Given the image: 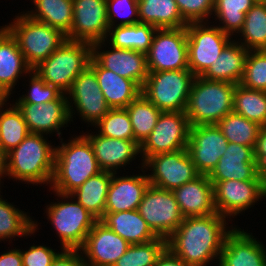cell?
Instances as JSON below:
<instances>
[{
    "mask_svg": "<svg viewBox=\"0 0 266 266\" xmlns=\"http://www.w3.org/2000/svg\"><path fill=\"white\" fill-rule=\"evenodd\" d=\"M184 21L189 23L208 22L213 19L214 0H175ZM212 15V16H211Z\"/></svg>",
    "mask_w": 266,
    "mask_h": 266,
    "instance_id": "46",
    "label": "cell"
},
{
    "mask_svg": "<svg viewBox=\"0 0 266 266\" xmlns=\"http://www.w3.org/2000/svg\"><path fill=\"white\" fill-rule=\"evenodd\" d=\"M43 134L29 133L7 153L6 176L24 184L51 185L54 174L55 147Z\"/></svg>",
    "mask_w": 266,
    "mask_h": 266,
    "instance_id": "3",
    "label": "cell"
},
{
    "mask_svg": "<svg viewBox=\"0 0 266 266\" xmlns=\"http://www.w3.org/2000/svg\"><path fill=\"white\" fill-rule=\"evenodd\" d=\"M195 77L190 69L149 72L141 93L162 112H183Z\"/></svg>",
    "mask_w": 266,
    "mask_h": 266,
    "instance_id": "8",
    "label": "cell"
},
{
    "mask_svg": "<svg viewBox=\"0 0 266 266\" xmlns=\"http://www.w3.org/2000/svg\"><path fill=\"white\" fill-rule=\"evenodd\" d=\"M28 76L31 77L28 92L26 91V94L20 96L18 100L16 99L14 103H48L56 100L62 94L55 86L46 83L35 71L32 70Z\"/></svg>",
    "mask_w": 266,
    "mask_h": 266,
    "instance_id": "44",
    "label": "cell"
},
{
    "mask_svg": "<svg viewBox=\"0 0 266 266\" xmlns=\"http://www.w3.org/2000/svg\"><path fill=\"white\" fill-rule=\"evenodd\" d=\"M32 68L19 50L16 39L4 27H0V87L9 95L13 93L20 77L30 74ZM12 92V93H11Z\"/></svg>",
    "mask_w": 266,
    "mask_h": 266,
    "instance_id": "26",
    "label": "cell"
},
{
    "mask_svg": "<svg viewBox=\"0 0 266 266\" xmlns=\"http://www.w3.org/2000/svg\"><path fill=\"white\" fill-rule=\"evenodd\" d=\"M257 1L214 0L213 16L215 21L218 19L220 22L216 26L225 34L236 37L243 27L246 13Z\"/></svg>",
    "mask_w": 266,
    "mask_h": 266,
    "instance_id": "38",
    "label": "cell"
},
{
    "mask_svg": "<svg viewBox=\"0 0 266 266\" xmlns=\"http://www.w3.org/2000/svg\"><path fill=\"white\" fill-rule=\"evenodd\" d=\"M133 133L134 141L140 146L154 129L160 111L142 93H140L127 107Z\"/></svg>",
    "mask_w": 266,
    "mask_h": 266,
    "instance_id": "37",
    "label": "cell"
},
{
    "mask_svg": "<svg viewBox=\"0 0 266 266\" xmlns=\"http://www.w3.org/2000/svg\"><path fill=\"white\" fill-rule=\"evenodd\" d=\"M254 158L262 172L266 168V126H262L259 130L254 148Z\"/></svg>",
    "mask_w": 266,
    "mask_h": 266,
    "instance_id": "49",
    "label": "cell"
},
{
    "mask_svg": "<svg viewBox=\"0 0 266 266\" xmlns=\"http://www.w3.org/2000/svg\"><path fill=\"white\" fill-rule=\"evenodd\" d=\"M238 41L247 50H266V1L258 0L246 13ZM240 40V41H239Z\"/></svg>",
    "mask_w": 266,
    "mask_h": 266,
    "instance_id": "35",
    "label": "cell"
},
{
    "mask_svg": "<svg viewBox=\"0 0 266 266\" xmlns=\"http://www.w3.org/2000/svg\"><path fill=\"white\" fill-rule=\"evenodd\" d=\"M249 50L243 45L232 40L222 50L218 59L212 63L207 71L202 75L204 79L211 81H224L240 84L245 69V62Z\"/></svg>",
    "mask_w": 266,
    "mask_h": 266,
    "instance_id": "28",
    "label": "cell"
},
{
    "mask_svg": "<svg viewBox=\"0 0 266 266\" xmlns=\"http://www.w3.org/2000/svg\"><path fill=\"white\" fill-rule=\"evenodd\" d=\"M222 134L228 142L255 148L259 130L262 126L245 117L231 112L226 114L218 123Z\"/></svg>",
    "mask_w": 266,
    "mask_h": 266,
    "instance_id": "40",
    "label": "cell"
},
{
    "mask_svg": "<svg viewBox=\"0 0 266 266\" xmlns=\"http://www.w3.org/2000/svg\"><path fill=\"white\" fill-rule=\"evenodd\" d=\"M7 105V102L0 104V145L6 153L16 148L30 133L18 107L13 103L9 108Z\"/></svg>",
    "mask_w": 266,
    "mask_h": 266,
    "instance_id": "36",
    "label": "cell"
},
{
    "mask_svg": "<svg viewBox=\"0 0 266 266\" xmlns=\"http://www.w3.org/2000/svg\"><path fill=\"white\" fill-rule=\"evenodd\" d=\"M100 221L129 244H143L158 238L138 210L104 213Z\"/></svg>",
    "mask_w": 266,
    "mask_h": 266,
    "instance_id": "29",
    "label": "cell"
},
{
    "mask_svg": "<svg viewBox=\"0 0 266 266\" xmlns=\"http://www.w3.org/2000/svg\"><path fill=\"white\" fill-rule=\"evenodd\" d=\"M60 252L44 245H32L21 250L23 266H51Z\"/></svg>",
    "mask_w": 266,
    "mask_h": 266,
    "instance_id": "47",
    "label": "cell"
},
{
    "mask_svg": "<svg viewBox=\"0 0 266 266\" xmlns=\"http://www.w3.org/2000/svg\"><path fill=\"white\" fill-rule=\"evenodd\" d=\"M167 247V239L158 237L143 244H130L113 266H154Z\"/></svg>",
    "mask_w": 266,
    "mask_h": 266,
    "instance_id": "41",
    "label": "cell"
},
{
    "mask_svg": "<svg viewBox=\"0 0 266 266\" xmlns=\"http://www.w3.org/2000/svg\"><path fill=\"white\" fill-rule=\"evenodd\" d=\"M146 59L148 72L189 69L186 27L157 29Z\"/></svg>",
    "mask_w": 266,
    "mask_h": 266,
    "instance_id": "12",
    "label": "cell"
},
{
    "mask_svg": "<svg viewBox=\"0 0 266 266\" xmlns=\"http://www.w3.org/2000/svg\"><path fill=\"white\" fill-rule=\"evenodd\" d=\"M252 233L234 229L226 236L217 266H266V248Z\"/></svg>",
    "mask_w": 266,
    "mask_h": 266,
    "instance_id": "22",
    "label": "cell"
},
{
    "mask_svg": "<svg viewBox=\"0 0 266 266\" xmlns=\"http://www.w3.org/2000/svg\"><path fill=\"white\" fill-rule=\"evenodd\" d=\"M60 140L61 146L55 147L50 190L69 195L102 170L90 141L83 134L70 138L68 143L63 142L62 138Z\"/></svg>",
    "mask_w": 266,
    "mask_h": 266,
    "instance_id": "2",
    "label": "cell"
},
{
    "mask_svg": "<svg viewBox=\"0 0 266 266\" xmlns=\"http://www.w3.org/2000/svg\"><path fill=\"white\" fill-rule=\"evenodd\" d=\"M154 266H190L175 255L169 248H165Z\"/></svg>",
    "mask_w": 266,
    "mask_h": 266,
    "instance_id": "50",
    "label": "cell"
},
{
    "mask_svg": "<svg viewBox=\"0 0 266 266\" xmlns=\"http://www.w3.org/2000/svg\"><path fill=\"white\" fill-rule=\"evenodd\" d=\"M10 96L0 87V104L9 100Z\"/></svg>",
    "mask_w": 266,
    "mask_h": 266,
    "instance_id": "53",
    "label": "cell"
},
{
    "mask_svg": "<svg viewBox=\"0 0 266 266\" xmlns=\"http://www.w3.org/2000/svg\"><path fill=\"white\" fill-rule=\"evenodd\" d=\"M32 1V0H31ZM34 9L27 11L29 17L59 29L65 35L71 31L73 22L72 0H33Z\"/></svg>",
    "mask_w": 266,
    "mask_h": 266,
    "instance_id": "33",
    "label": "cell"
},
{
    "mask_svg": "<svg viewBox=\"0 0 266 266\" xmlns=\"http://www.w3.org/2000/svg\"><path fill=\"white\" fill-rule=\"evenodd\" d=\"M73 22L67 40L94 44L108 35L106 0H72Z\"/></svg>",
    "mask_w": 266,
    "mask_h": 266,
    "instance_id": "16",
    "label": "cell"
},
{
    "mask_svg": "<svg viewBox=\"0 0 266 266\" xmlns=\"http://www.w3.org/2000/svg\"><path fill=\"white\" fill-rule=\"evenodd\" d=\"M140 23L150 24L158 29L184 28V21L175 0H138Z\"/></svg>",
    "mask_w": 266,
    "mask_h": 266,
    "instance_id": "31",
    "label": "cell"
},
{
    "mask_svg": "<svg viewBox=\"0 0 266 266\" xmlns=\"http://www.w3.org/2000/svg\"><path fill=\"white\" fill-rule=\"evenodd\" d=\"M117 176L112 173V179L107 193L105 213H116L137 210L143 195L150 185L147 174Z\"/></svg>",
    "mask_w": 266,
    "mask_h": 266,
    "instance_id": "23",
    "label": "cell"
},
{
    "mask_svg": "<svg viewBox=\"0 0 266 266\" xmlns=\"http://www.w3.org/2000/svg\"><path fill=\"white\" fill-rule=\"evenodd\" d=\"M263 176V193L264 197L266 198V168L262 171Z\"/></svg>",
    "mask_w": 266,
    "mask_h": 266,
    "instance_id": "54",
    "label": "cell"
},
{
    "mask_svg": "<svg viewBox=\"0 0 266 266\" xmlns=\"http://www.w3.org/2000/svg\"><path fill=\"white\" fill-rule=\"evenodd\" d=\"M1 180H2V179H1V177H0V186H1V182H2ZM0 193H2V192H1V188H0Z\"/></svg>",
    "mask_w": 266,
    "mask_h": 266,
    "instance_id": "55",
    "label": "cell"
},
{
    "mask_svg": "<svg viewBox=\"0 0 266 266\" xmlns=\"http://www.w3.org/2000/svg\"><path fill=\"white\" fill-rule=\"evenodd\" d=\"M217 124L191 126L187 150L200 175H209L227 149Z\"/></svg>",
    "mask_w": 266,
    "mask_h": 266,
    "instance_id": "17",
    "label": "cell"
},
{
    "mask_svg": "<svg viewBox=\"0 0 266 266\" xmlns=\"http://www.w3.org/2000/svg\"><path fill=\"white\" fill-rule=\"evenodd\" d=\"M22 112L30 133L48 135L56 133L61 138L63 127L70 123L69 106L66 94L48 103H15ZM66 125V126H65Z\"/></svg>",
    "mask_w": 266,
    "mask_h": 266,
    "instance_id": "20",
    "label": "cell"
},
{
    "mask_svg": "<svg viewBox=\"0 0 266 266\" xmlns=\"http://www.w3.org/2000/svg\"><path fill=\"white\" fill-rule=\"evenodd\" d=\"M106 4L109 27L140 23L138 0H106ZM120 17L121 21L118 22Z\"/></svg>",
    "mask_w": 266,
    "mask_h": 266,
    "instance_id": "45",
    "label": "cell"
},
{
    "mask_svg": "<svg viewBox=\"0 0 266 266\" xmlns=\"http://www.w3.org/2000/svg\"><path fill=\"white\" fill-rule=\"evenodd\" d=\"M183 217L215 214L213 184L208 175H199L194 180L172 190Z\"/></svg>",
    "mask_w": 266,
    "mask_h": 266,
    "instance_id": "25",
    "label": "cell"
},
{
    "mask_svg": "<svg viewBox=\"0 0 266 266\" xmlns=\"http://www.w3.org/2000/svg\"><path fill=\"white\" fill-rule=\"evenodd\" d=\"M158 28L145 23L133 25H117L109 27L106 42L122 49H132L147 53Z\"/></svg>",
    "mask_w": 266,
    "mask_h": 266,
    "instance_id": "32",
    "label": "cell"
},
{
    "mask_svg": "<svg viewBox=\"0 0 266 266\" xmlns=\"http://www.w3.org/2000/svg\"><path fill=\"white\" fill-rule=\"evenodd\" d=\"M90 141L99 168L117 173L123 166L140 157V146L132 140L109 138L100 134L83 133ZM138 155V156H137Z\"/></svg>",
    "mask_w": 266,
    "mask_h": 266,
    "instance_id": "24",
    "label": "cell"
},
{
    "mask_svg": "<svg viewBox=\"0 0 266 266\" xmlns=\"http://www.w3.org/2000/svg\"><path fill=\"white\" fill-rule=\"evenodd\" d=\"M51 266H86L79 249H60Z\"/></svg>",
    "mask_w": 266,
    "mask_h": 266,
    "instance_id": "48",
    "label": "cell"
},
{
    "mask_svg": "<svg viewBox=\"0 0 266 266\" xmlns=\"http://www.w3.org/2000/svg\"><path fill=\"white\" fill-rule=\"evenodd\" d=\"M112 179V172L101 171L88 178L70 195L79 202L93 217L100 220L105 213L107 193Z\"/></svg>",
    "mask_w": 266,
    "mask_h": 266,
    "instance_id": "30",
    "label": "cell"
},
{
    "mask_svg": "<svg viewBox=\"0 0 266 266\" xmlns=\"http://www.w3.org/2000/svg\"><path fill=\"white\" fill-rule=\"evenodd\" d=\"M216 212L229 219L242 214L262 198L263 180L211 181Z\"/></svg>",
    "mask_w": 266,
    "mask_h": 266,
    "instance_id": "15",
    "label": "cell"
},
{
    "mask_svg": "<svg viewBox=\"0 0 266 266\" xmlns=\"http://www.w3.org/2000/svg\"><path fill=\"white\" fill-rule=\"evenodd\" d=\"M190 122L183 112H162L157 123L140 145L141 162L156 154L186 149L190 136Z\"/></svg>",
    "mask_w": 266,
    "mask_h": 266,
    "instance_id": "10",
    "label": "cell"
},
{
    "mask_svg": "<svg viewBox=\"0 0 266 266\" xmlns=\"http://www.w3.org/2000/svg\"><path fill=\"white\" fill-rule=\"evenodd\" d=\"M210 181L263 180L250 146L228 142L227 149L208 175Z\"/></svg>",
    "mask_w": 266,
    "mask_h": 266,
    "instance_id": "21",
    "label": "cell"
},
{
    "mask_svg": "<svg viewBox=\"0 0 266 266\" xmlns=\"http://www.w3.org/2000/svg\"><path fill=\"white\" fill-rule=\"evenodd\" d=\"M3 26L16 39L32 70L67 40L62 31L32 19L25 12L17 14L11 23Z\"/></svg>",
    "mask_w": 266,
    "mask_h": 266,
    "instance_id": "5",
    "label": "cell"
},
{
    "mask_svg": "<svg viewBox=\"0 0 266 266\" xmlns=\"http://www.w3.org/2000/svg\"><path fill=\"white\" fill-rule=\"evenodd\" d=\"M137 210L150 229L165 239L179 227L184 218L172 190L152 185L145 191Z\"/></svg>",
    "mask_w": 266,
    "mask_h": 266,
    "instance_id": "14",
    "label": "cell"
},
{
    "mask_svg": "<svg viewBox=\"0 0 266 266\" xmlns=\"http://www.w3.org/2000/svg\"><path fill=\"white\" fill-rule=\"evenodd\" d=\"M226 219L218 213L184 217L167 238V248L190 266H211L219 262L224 240L235 227H228Z\"/></svg>",
    "mask_w": 266,
    "mask_h": 266,
    "instance_id": "1",
    "label": "cell"
},
{
    "mask_svg": "<svg viewBox=\"0 0 266 266\" xmlns=\"http://www.w3.org/2000/svg\"><path fill=\"white\" fill-rule=\"evenodd\" d=\"M235 88L234 83L196 76L185 109L190 125L217 124L226 114L233 112Z\"/></svg>",
    "mask_w": 266,
    "mask_h": 266,
    "instance_id": "4",
    "label": "cell"
},
{
    "mask_svg": "<svg viewBox=\"0 0 266 266\" xmlns=\"http://www.w3.org/2000/svg\"><path fill=\"white\" fill-rule=\"evenodd\" d=\"M2 196L0 194V242L34 235L39 229L37 221H33L27 212L15 207Z\"/></svg>",
    "mask_w": 266,
    "mask_h": 266,
    "instance_id": "34",
    "label": "cell"
},
{
    "mask_svg": "<svg viewBox=\"0 0 266 266\" xmlns=\"http://www.w3.org/2000/svg\"><path fill=\"white\" fill-rule=\"evenodd\" d=\"M94 126L102 136L134 141L133 128L126 108L110 109Z\"/></svg>",
    "mask_w": 266,
    "mask_h": 266,
    "instance_id": "42",
    "label": "cell"
},
{
    "mask_svg": "<svg viewBox=\"0 0 266 266\" xmlns=\"http://www.w3.org/2000/svg\"><path fill=\"white\" fill-rule=\"evenodd\" d=\"M7 168V153L2 149L0 145V177L4 178Z\"/></svg>",
    "mask_w": 266,
    "mask_h": 266,
    "instance_id": "52",
    "label": "cell"
},
{
    "mask_svg": "<svg viewBox=\"0 0 266 266\" xmlns=\"http://www.w3.org/2000/svg\"><path fill=\"white\" fill-rule=\"evenodd\" d=\"M233 112L266 126V91L251 90L237 84L233 94Z\"/></svg>",
    "mask_w": 266,
    "mask_h": 266,
    "instance_id": "39",
    "label": "cell"
},
{
    "mask_svg": "<svg viewBox=\"0 0 266 266\" xmlns=\"http://www.w3.org/2000/svg\"><path fill=\"white\" fill-rule=\"evenodd\" d=\"M105 46L106 40L92 44V57L103 68L134 81L142 88L149 73L146 54L132 49L116 48L110 44L109 50H102Z\"/></svg>",
    "mask_w": 266,
    "mask_h": 266,
    "instance_id": "18",
    "label": "cell"
},
{
    "mask_svg": "<svg viewBox=\"0 0 266 266\" xmlns=\"http://www.w3.org/2000/svg\"><path fill=\"white\" fill-rule=\"evenodd\" d=\"M51 191L61 201L51 202L46 206L45 213L48 216V222H51L57 232L62 245L61 249H80L97 219L70 194Z\"/></svg>",
    "mask_w": 266,
    "mask_h": 266,
    "instance_id": "7",
    "label": "cell"
},
{
    "mask_svg": "<svg viewBox=\"0 0 266 266\" xmlns=\"http://www.w3.org/2000/svg\"><path fill=\"white\" fill-rule=\"evenodd\" d=\"M209 25V22H200L186 26L188 65L195 76H202L233 40L215 24Z\"/></svg>",
    "mask_w": 266,
    "mask_h": 266,
    "instance_id": "9",
    "label": "cell"
},
{
    "mask_svg": "<svg viewBox=\"0 0 266 266\" xmlns=\"http://www.w3.org/2000/svg\"><path fill=\"white\" fill-rule=\"evenodd\" d=\"M143 168L151 171L147 174L150 185L164 190L178 188L200 175L187 148L150 156L143 162Z\"/></svg>",
    "mask_w": 266,
    "mask_h": 266,
    "instance_id": "11",
    "label": "cell"
},
{
    "mask_svg": "<svg viewBox=\"0 0 266 266\" xmlns=\"http://www.w3.org/2000/svg\"><path fill=\"white\" fill-rule=\"evenodd\" d=\"M0 266H23L21 249H10L0 255Z\"/></svg>",
    "mask_w": 266,
    "mask_h": 266,
    "instance_id": "51",
    "label": "cell"
},
{
    "mask_svg": "<svg viewBox=\"0 0 266 266\" xmlns=\"http://www.w3.org/2000/svg\"><path fill=\"white\" fill-rule=\"evenodd\" d=\"M91 58V44L66 40L33 71L46 83L66 94L73 80L89 66Z\"/></svg>",
    "mask_w": 266,
    "mask_h": 266,
    "instance_id": "6",
    "label": "cell"
},
{
    "mask_svg": "<svg viewBox=\"0 0 266 266\" xmlns=\"http://www.w3.org/2000/svg\"><path fill=\"white\" fill-rule=\"evenodd\" d=\"M240 84L247 89L266 91V50L249 51Z\"/></svg>",
    "mask_w": 266,
    "mask_h": 266,
    "instance_id": "43",
    "label": "cell"
},
{
    "mask_svg": "<svg viewBox=\"0 0 266 266\" xmlns=\"http://www.w3.org/2000/svg\"><path fill=\"white\" fill-rule=\"evenodd\" d=\"M130 244L97 220L79 249L86 266H113Z\"/></svg>",
    "mask_w": 266,
    "mask_h": 266,
    "instance_id": "19",
    "label": "cell"
},
{
    "mask_svg": "<svg viewBox=\"0 0 266 266\" xmlns=\"http://www.w3.org/2000/svg\"><path fill=\"white\" fill-rule=\"evenodd\" d=\"M66 97L72 122L76 117L73 115L78 113L85 123L94 127L111 109L104 99L95 72L89 66L73 80Z\"/></svg>",
    "mask_w": 266,
    "mask_h": 266,
    "instance_id": "13",
    "label": "cell"
},
{
    "mask_svg": "<svg viewBox=\"0 0 266 266\" xmlns=\"http://www.w3.org/2000/svg\"><path fill=\"white\" fill-rule=\"evenodd\" d=\"M89 67L95 72L104 99L111 109L126 108L141 93V88L134 81L103 68L93 57Z\"/></svg>",
    "mask_w": 266,
    "mask_h": 266,
    "instance_id": "27",
    "label": "cell"
}]
</instances>
